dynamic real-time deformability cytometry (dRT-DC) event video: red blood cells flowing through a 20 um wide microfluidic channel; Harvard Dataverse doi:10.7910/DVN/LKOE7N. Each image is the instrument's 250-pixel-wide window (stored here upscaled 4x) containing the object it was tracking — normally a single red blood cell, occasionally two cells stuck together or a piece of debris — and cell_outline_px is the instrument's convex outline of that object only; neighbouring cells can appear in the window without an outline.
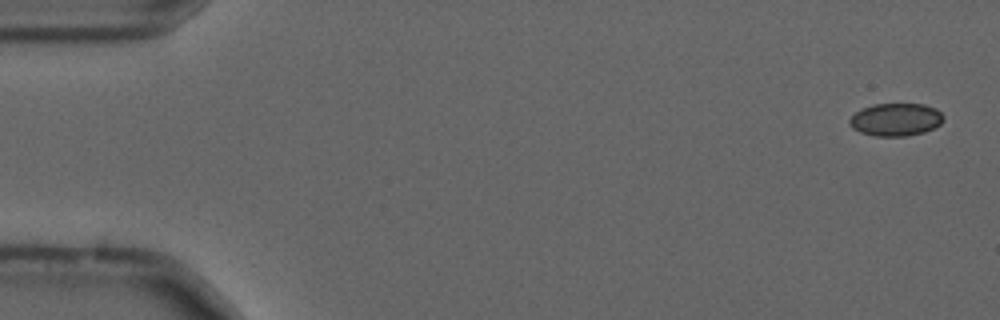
{"species": "common noctule bat (a hibernating species)", "species_latin": "Nyctalus noctula", "temperature_condition": "cold", "stored_images_in_passage": 55, "camera_frame_rate_fps": 3000, "um_per_image_px": 0.085, "animal": {"sex": "male", "forearm_length_mm": 52.5}, "frame": {"image": 1, "passage_image": 2, "time_ms": 0.333, "image_size_px": [1000, 320], "cell_outline_px": [[944, 120], [940, 124], [924, 132], [908, 136], [876, 136], [860, 132], [852, 128], [848, 124], [848, 120], [856, 112], [872, 104], [924, 104], [936, 108], [944, 116]], "centroid_in_image_um": [76.14, 10.16], "position_along_channel_um": 8.9, "area_um2": 17.98}}
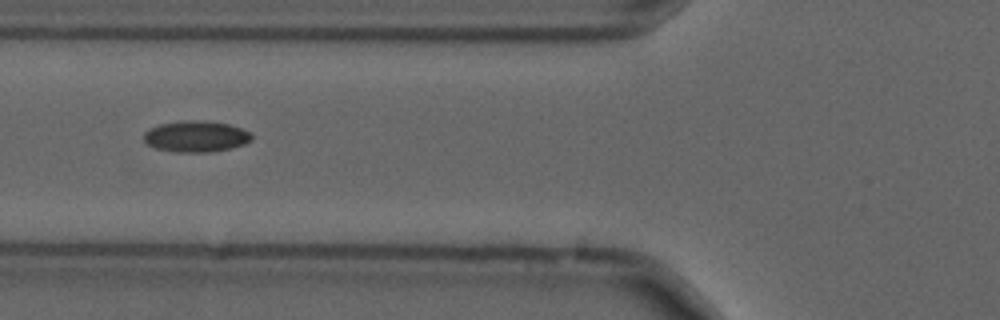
{"frame": {"image": 2, "passage_image": 21, "time_ms": 6.667, "image_size_px": [1000, 320], "cell_outline_px": [[252, 140], [244, 144], [232, 148], [212, 152], [176, 152], [156, 148], [148, 144], [144, 140], [144, 132], [148, 128], [160, 124], [184, 120], [196, 120], [228, 124], [240, 128], [248, 132], [252, 136]], "centroid_in_image_um": [16.64, 11.6], "position_along_channel_um": 109.2, "area_um2": 19.54}}
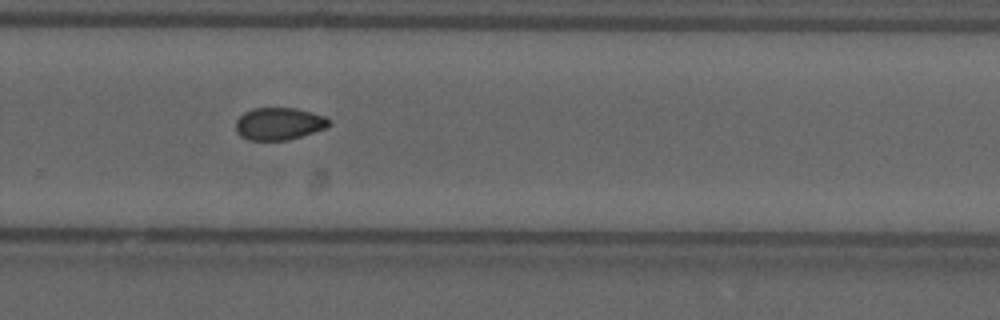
{"frame": {"image": 3, "passage_image": 37, "time_ms": 12.0, "image_size_px": [1000, 320], "cell_outline_px": [[332, 124], [324, 128], [288, 140], [248, 140], [240, 136], [236, 132], [236, 120], [244, 112], [252, 108], [296, 108], [312, 112], [324, 116], [332, 120]], "centroid_in_image_um": [23.7, 10.51], "position_along_channel_um": 306.1, "area_um2": 17.63}, "authors_computed_cell_mechanics": {"area_um2": 18.207, "velocity_mm_per_s": 3.6976, "shape_relaxation_time_tau1_ms": 6.917, "shape_relaxation_time_tau2_ms": 3.9403, "deformation_change_tau1": 0.1395, "deformation_change_tau2": 0.0721}}